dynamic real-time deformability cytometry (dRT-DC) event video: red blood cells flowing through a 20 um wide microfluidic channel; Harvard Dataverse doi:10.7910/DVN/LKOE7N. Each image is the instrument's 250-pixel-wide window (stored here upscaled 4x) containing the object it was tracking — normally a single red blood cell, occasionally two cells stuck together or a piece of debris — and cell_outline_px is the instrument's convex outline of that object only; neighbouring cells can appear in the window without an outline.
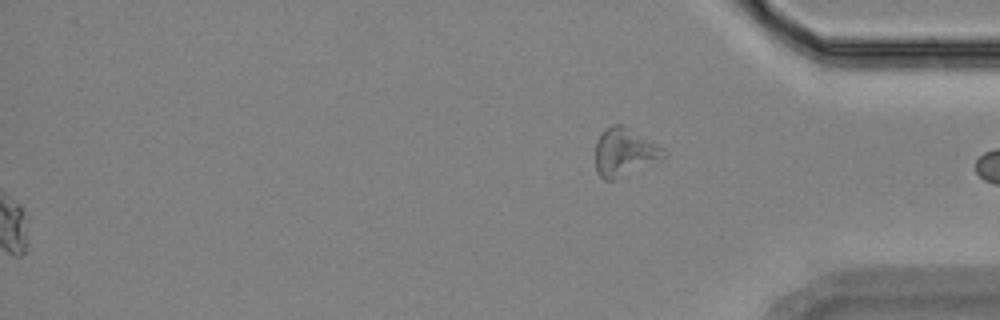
{"species": "Egyptian fruit bat (a non-hibernating species)", "species_latin": "Rousettus aegyptiacus", "temperature_condition": "room temperature", "stored_images_in_passage": 56, "segment_of_instrument_passage": [2, 2], "camera_frame_rate_fps": 3000, "um_per_image_px": 0.085, "animal": {"sex": "female"}, "frame": {"image": 1, "passage_image": 56, "time_ms": 18.333, "image_size_px": [1000, 320], "cell_outline_px": [[668, 156], [660, 160], [616, 180], [604, 180], [596, 172], [596, 140], [604, 128], [612, 124], [620, 124], [664, 148], [668, 152]], "centroid_in_image_um": [53.08, 12.96], "position_along_channel_um": 382.1, "area_um2": 19.19}}